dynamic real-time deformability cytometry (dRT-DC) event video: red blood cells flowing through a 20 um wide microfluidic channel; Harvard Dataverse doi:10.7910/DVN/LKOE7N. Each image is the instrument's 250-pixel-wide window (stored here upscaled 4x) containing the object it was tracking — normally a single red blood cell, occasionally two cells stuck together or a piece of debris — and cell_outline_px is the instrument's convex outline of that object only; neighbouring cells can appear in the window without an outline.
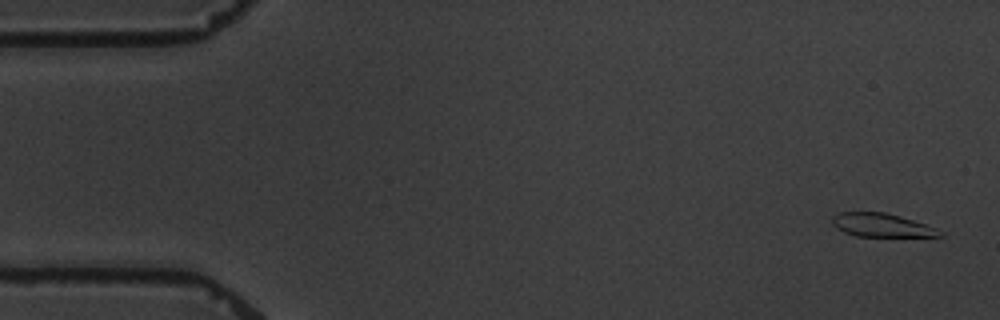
{"species": "common noctule bat (a hibernating species)", "species_latin": "Nyctalus noctula", "temperature_condition": "warm", "stored_images_in_passage": 6, "camera_frame_rate_fps": 3000, "um_per_image_px": 0.085, "animal": {"sex": "male", "body_mass_g": 19.5, "forearm_length_mm": 54.6}, "frame": {"image": 1, "passage_image": 1, "time_ms": 0.0, "image_size_px": [1000, 320], "cell_outline_px": [[944, 236], [856, 236], [844, 232], [836, 228], [832, 224], [832, 216], [840, 212], [884, 212], [912, 220], [936, 228], [944, 232]], "centroid_in_image_um": [74.91, 19.14], "position_along_channel_um": 10.1, "area_um2": 14.57}}
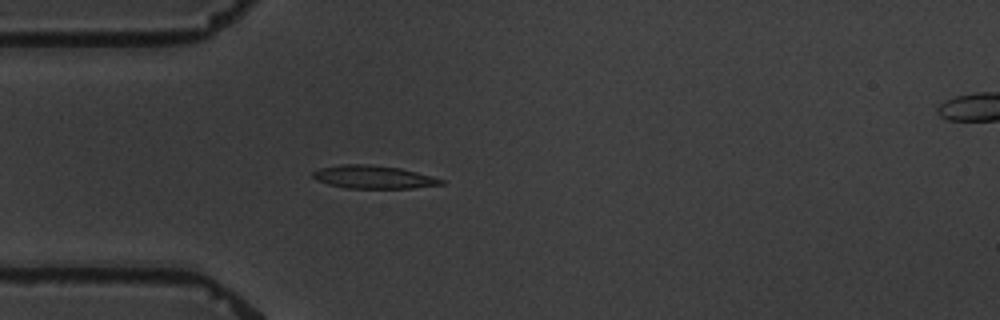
{"frame": {"image": 2, "passage_image": 5, "time_ms": 4.667, "image_size_px": [1000, 320], "cell_outline_px": [[444, 184], [412, 188], [344, 188], [328, 184], [316, 180], [312, 176], [312, 172], [320, 168], [340, 164], [364, 164], [400, 168], [432, 176], [444, 180]], "centroid_in_image_um": [31.71, 15.05], "position_along_channel_um": 53.3, "area_um2": 17.17}}